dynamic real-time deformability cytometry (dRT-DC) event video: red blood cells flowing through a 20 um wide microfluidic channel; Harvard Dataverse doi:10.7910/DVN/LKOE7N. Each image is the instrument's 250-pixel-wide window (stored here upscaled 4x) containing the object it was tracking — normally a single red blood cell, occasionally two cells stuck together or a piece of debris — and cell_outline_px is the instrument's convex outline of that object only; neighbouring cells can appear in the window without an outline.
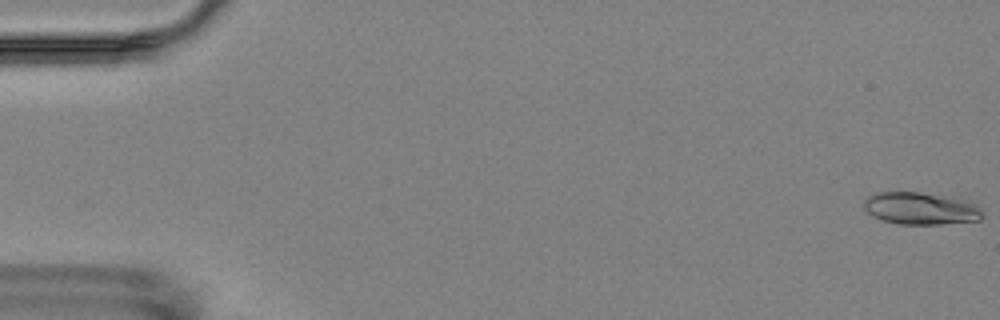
{"species": "Egyptian fruit bat (a non-hibernating species)", "species_latin": "Rousettus aegyptiacus", "temperature_condition": "room temperature", "stored_images_in_passage": 7, "camera_frame_rate_fps": 3000, "um_per_image_px": 0.085, "animal": {"sex": "female"}, "frame": {"image": 1, "passage_image": 1, "time_ms": 0.0, "image_size_px": [1000, 320], "cell_outline_px": [[984, 216], [980, 220], [940, 224], [900, 224], [880, 220], [872, 216], [864, 208], [864, 200], [868, 196], [876, 192], [920, 192], [956, 200], [972, 204], [980, 208], [984, 212]], "centroid_in_image_um": [78.18, 17.74], "position_along_channel_um": 6.8, "area_um2": 21.85}}
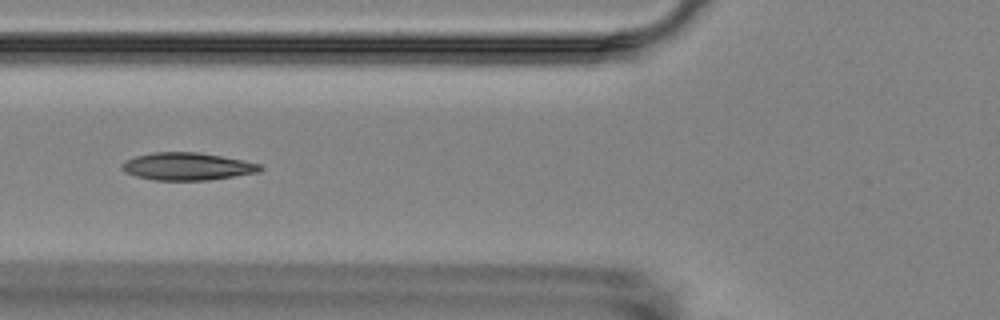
{"frame": {"image": 2, "passage_image": 7, "time_ms": 7.0, "image_size_px": [1000, 320], "cell_outline_px": [[264, 168], [260, 172], [208, 180], [156, 180], [136, 176], [124, 172], [120, 168], [120, 164], [124, 160], [136, 156], [152, 152], [196, 152], [220, 156], [260, 164]], "centroid_in_image_um": [15.86, 14.15], "position_along_channel_um": 109.9, "area_um2": 22.14}}